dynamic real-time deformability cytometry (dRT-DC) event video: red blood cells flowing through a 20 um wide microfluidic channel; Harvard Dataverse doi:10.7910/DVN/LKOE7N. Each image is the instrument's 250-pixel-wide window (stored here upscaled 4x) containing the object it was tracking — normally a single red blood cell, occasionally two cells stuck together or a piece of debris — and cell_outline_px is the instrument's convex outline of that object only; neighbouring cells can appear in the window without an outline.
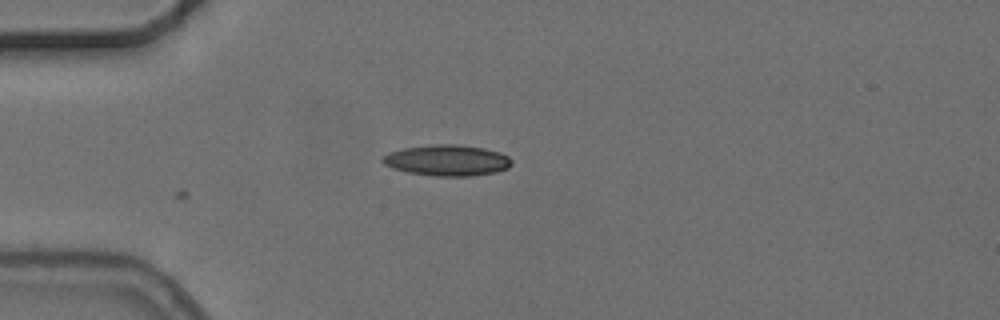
{"species": "common noctule bat (a hibernating species)", "species_latin": "Nyctalus noctula", "temperature_condition": "cold", "stored_images_in_passage": 5, "camera_frame_rate_fps": 3000, "um_per_image_px": 0.085, "animal": {"sex": "female", "body_mass_g": 24.6, "forearm_length_mm": 56.2}, "frame": {"image": 1, "passage_image": 2, "time_ms": 1.333, "image_size_px": [1000, 320], "cell_outline_px": [[512, 164], [508, 168], [496, 172], [476, 176], [436, 176], [408, 172], [392, 168], [384, 164], [380, 160], [388, 152], [404, 148], [432, 144], [456, 144], [484, 148], [500, 152], [508, 156], [512, 160]], "centroid_in_image_um": [38.02, 13.63], "position_along_channel_um": 47.0, "area_um2": 23.47}}
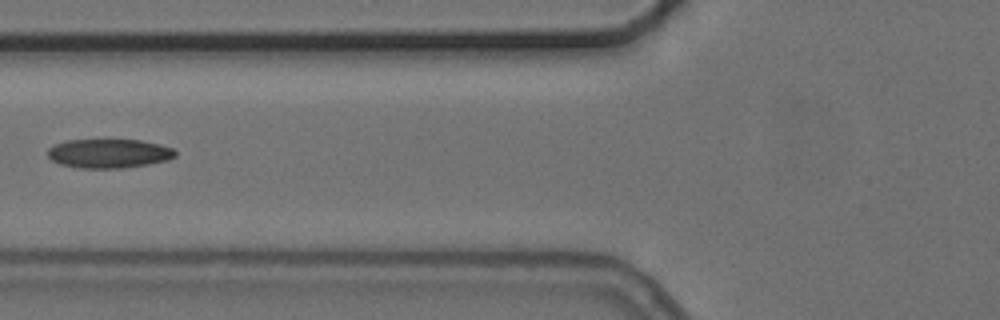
{"frame": {"image": 2, "passage_image": 4, "time_ms": 3.667, "image_size_px": [1000, 320], "cell_outline_px": [[176, 156], [168, 160], [148, 164], [120, 168], [80, 168], [60, 164], [52, 160], [48, 156], [48, 148], [56, 144], [68, 140], [140, 140], [160, 144], [172, 148], [176, 152]], "centroid_in_image_um": [9.27, 13.04], "position_along_channel_um": 116.5, "area_um2": 21.5}}
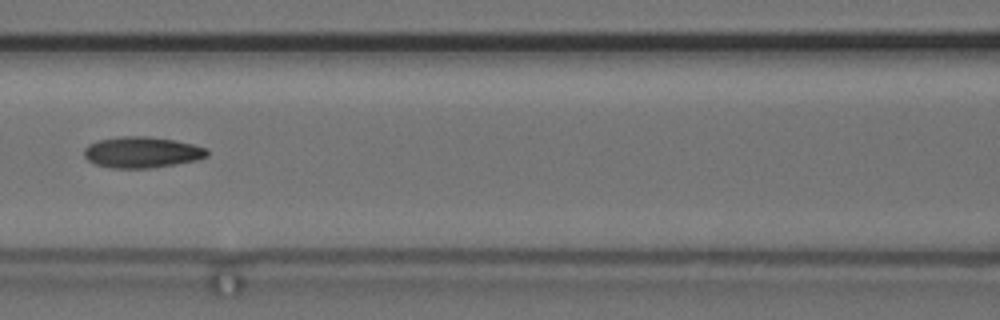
{"frame": {"image": 3, "passage_image": 5, "time_ms": 4.667, "image_size_px": [1000, 320], "cell_outline_px": [[208, 156], [196, 160], [176, 164], [152, 168], [108, 168], [96, 164], [88, 160], [84, 156], [84, 148], [88, 144], [100, 140], [120, 136], [148, 136], [172, 140], [192, 144], [204, 148], [208, 152]], "centroid_in_image_um": [12.03, 12.95], "position_along_channel_um": 154.6, "area_um2": 22.2}}